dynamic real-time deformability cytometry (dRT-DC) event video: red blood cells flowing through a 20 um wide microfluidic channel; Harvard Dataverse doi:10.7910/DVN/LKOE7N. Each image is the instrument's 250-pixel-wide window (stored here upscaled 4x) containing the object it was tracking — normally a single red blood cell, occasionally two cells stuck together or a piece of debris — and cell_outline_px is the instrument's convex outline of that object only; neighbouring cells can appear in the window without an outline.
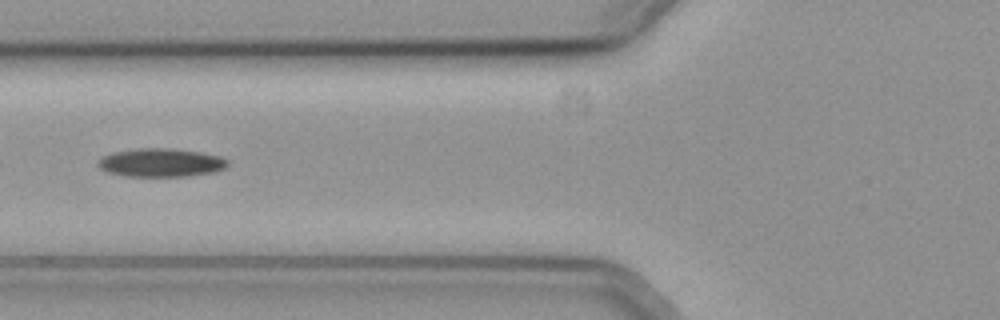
{"species": "common noctule bat (a hibernating species)", "species_latin": "Nyctalus noctula", "temperature_condition": "cold", "stored_images_in_passage": 53, "camera_frame_rate_fps": 3000, "um_per_image_px": 0.085, "animal": {"sex": "female", "body_mass_g": 19.3, "forearm_length_mm": 54.1}, "frame": {"image": 1, "passage_image": 22, "time_ms": 7.0, "image_size_px": [1000, 320], "cell_outline_px": [[228, 164], [224, 168], [212, 172], [188, 176], [128, 176], [108, 172], [100, 168], [96, 164], [104, 156], [112, 152], [136, 148], [172, 148], [200, 152], [220, 156], [228, 160]], "centroid_in_image_um": [13.68, 13.81], "position_along_channel_um": 112.1, "area_um2": 21.39}}
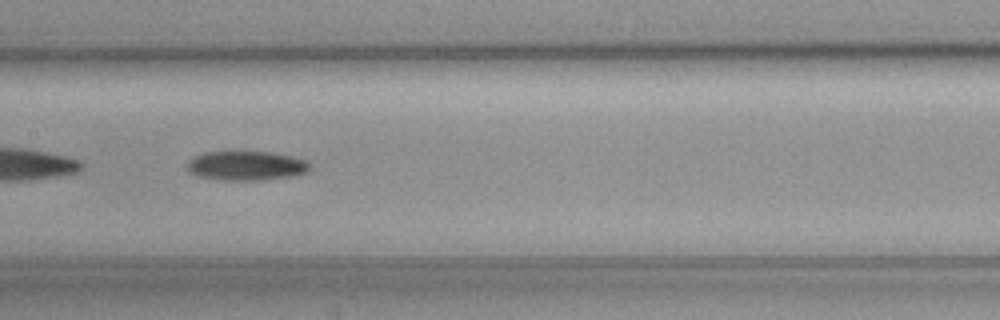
{"frame": {"image": 2, "passage_image": 28, "time_ms": 9.0, "image_size_px": [1000, 320], "cell_outline_px": [[312, 168], [304, 172], [292, 176], [260, 180], [224, 180], [200, 176], [188, 172], [188, 160], [196, 156], [208, 152], [232, 148], [272, 152], [292, 156], [304, 160], [312, 164]], "centroid_in_image_um": [20.93, 14.03], "position_along_channel_um": 186.5, "area_um2": 21.68}}
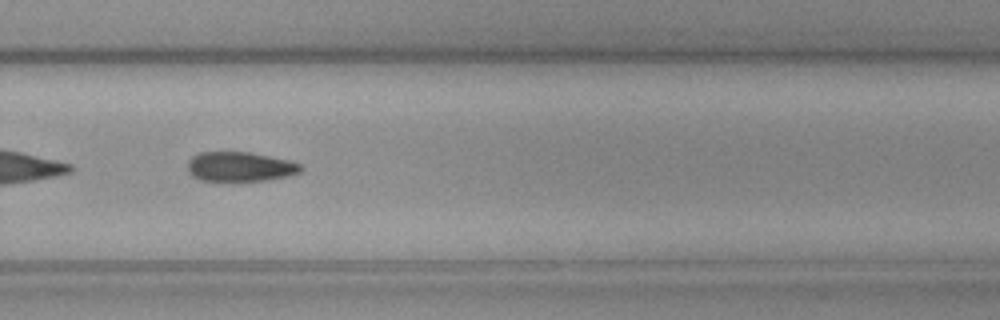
{"frame": {"image": 3, "passage_image": 38, "time_ms": 12.333, "image_size_px": [1000, 320], "cell_outline_px": [[304, 168], [300, 172], [288, 176], [264, 180], [200, 180], [192, 176], [188, 172], [188, 160], [192, 156], [200, 152], [248, 152], [288, 160], [300, 164]], "centroid_in_image_um": [20.38, 14.16], "position_along_channel_um": 309.4, "area_um2": 19.31}}